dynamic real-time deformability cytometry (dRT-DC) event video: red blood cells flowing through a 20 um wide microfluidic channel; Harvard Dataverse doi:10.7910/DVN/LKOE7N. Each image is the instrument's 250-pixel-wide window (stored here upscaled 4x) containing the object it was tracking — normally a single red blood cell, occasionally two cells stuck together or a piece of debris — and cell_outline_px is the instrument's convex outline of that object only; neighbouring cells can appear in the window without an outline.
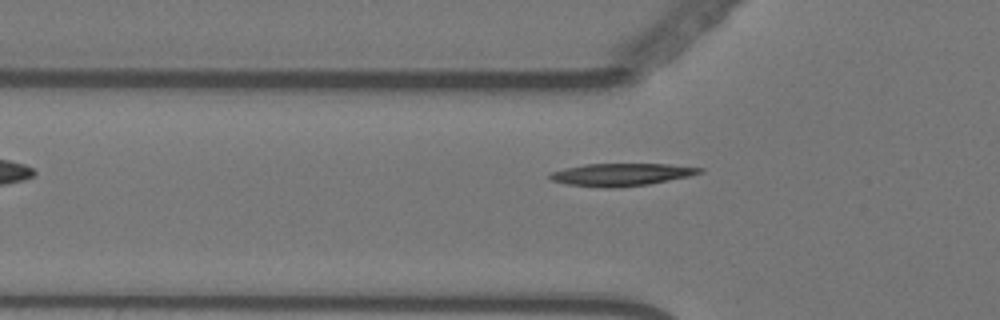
{"species": "Egyptian fruit bat (a non-hibernating species)", "species_latin": "Rousettus aegyptiacus", "temperature_condition": "warm", "stored_images_in_passage": 41, "camera_frame_rate_fps": 3000, "um_per_image_px": 0.085, "animal": {"sex": "female"}, "frame": {"image": 1, "passage_image": 3, "time_ms": 0.667, "image_size_px": [1000, 320], "cell_outline_px": [[704, 172], [688, 176], [648, 184], [620, 188], [604, 188], [568, 184], [552, 180], [548, 176], [548, 172], [564, 168], [584, 164], [668, 164], [704, 168]], "centroid_in_image_um": [52.78, 14.84], "position_along_channel_um": 73.0, "area_um2": 19.71}}
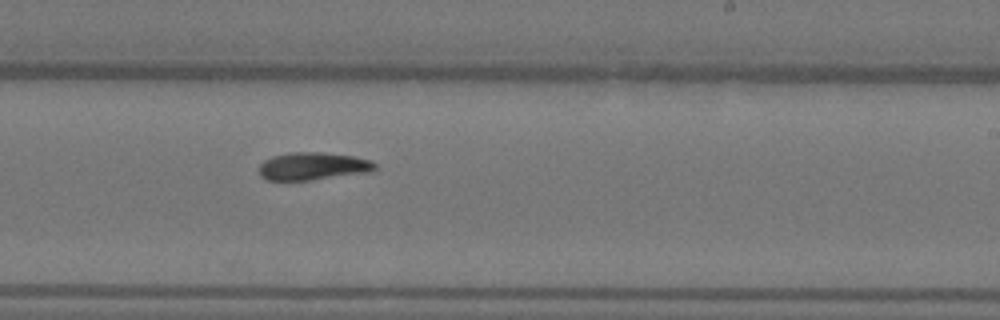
{"frame": {"image": 2, "passage_image": 19, "time_ms": 6.0, "image_size_px": [1000, 320], "cell_outline_px": [[376, 172], [312, 180], [268, 180], [260, 176], [260, 164], [264, 160], [272, 156], [288, 152], [320, 152], [352, 156], [372, 160], [376, 164]], "centroid_in_image_um": [26.65, 14.13], "position_along_channel_um": 262.3, "area_um2": 19.02}}
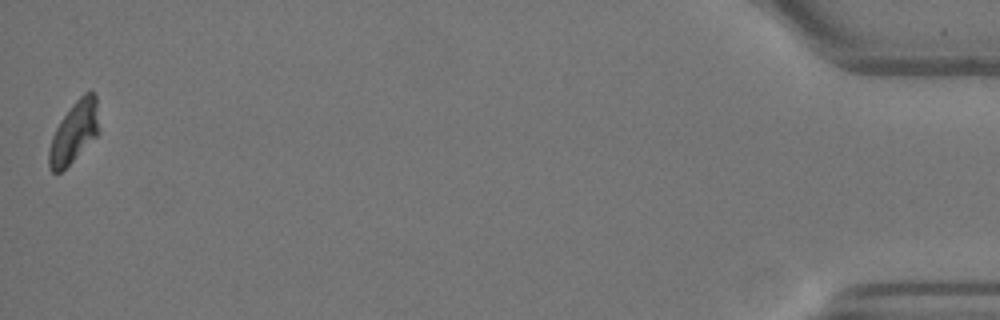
{"frame": {"image": 3, "passage_image": 41, "time_ms": 13.333, "image_size_px": [1000, 320], "cell_outline_px": [[100, 132], [60, 172], [52, 172], [48, 168], [48, 152], [52, 136], [60, 120], [72, 104], [84, 92], [92, 92], [96, 96]], "centroid_in_image_um": [6.29, 11.21], "position_along_channel_um": 428.9, "area_um2": 17.69}, "authors_computed_cell_mechanics": {"area_um2": 18.5538, "velocity_mm_per_s": 3.5521, "shape_relaxation_time_tau1_ms": 10.0464, "shape_relaxation_time_tau2_ms": null, "deformation_change_tau1": 0.2538, "deformation_change_tau2": null}}